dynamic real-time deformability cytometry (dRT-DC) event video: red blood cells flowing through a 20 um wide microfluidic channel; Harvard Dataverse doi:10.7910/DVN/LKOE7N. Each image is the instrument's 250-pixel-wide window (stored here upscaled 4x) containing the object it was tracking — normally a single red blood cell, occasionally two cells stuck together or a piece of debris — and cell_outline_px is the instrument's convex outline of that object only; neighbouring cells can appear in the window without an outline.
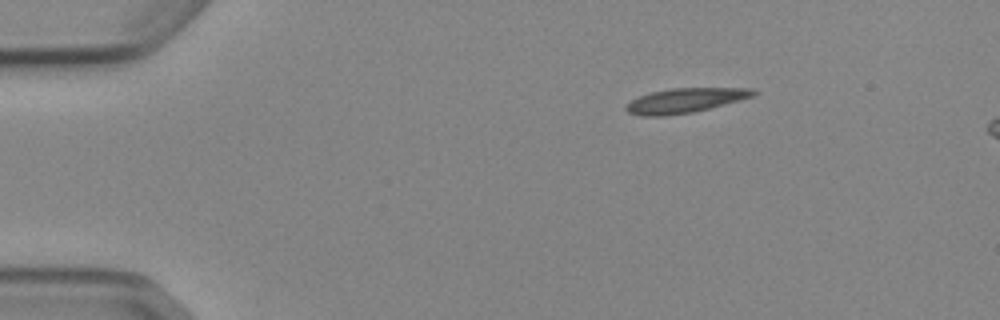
{"species": "Egyptian fruit bat (a non-hibernating species)", "species_latin": "Rousettus aegyptiacus", "temperature_condition": "cold", "stored_images_in_passage": 46, "segment_of_instrument_passage": [1, 2], "camera_frame_rate_fps": 3000, "um_per_image_px": 0.085, "animal": {"sex": "female"}, "frame": {"image": 1, "passage_image": 1, "time_ms": 0.0, "image_size_px": [1000, 320], "cell_outline_px": [[756, 96], [692, 112], [664, 116], [640, 116], [628, 112], [624, 108], [624, 104], [640, 96], [652, 92], [672, 88], [756, 88]], "centroid_in_image_um": [58.23, 8.54], "position_along_channel_um": 26.8, "area_um2": 18.21}}
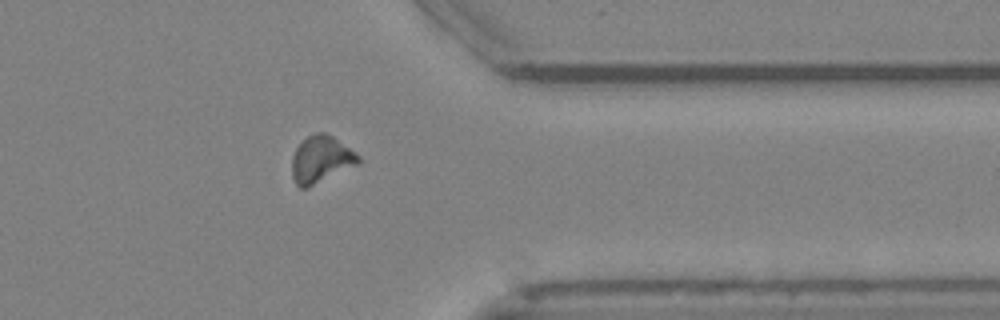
{"frame": {"image": 2, "passage_image": 35, "time_ms": 11.333, "image_size_px": [1000, 320], "cell_outline_px": [[360, 164], [308, 188], [300, 188], [296, 184], [292, 176], [292, 156], [296, 148], [308, 136], [316, 132], [324, 132], [332, 136], [360, 156]], "centroid_in_image_um": [27.29, 13.58], "position_along_channel_um": 384.1, "area_um2": 18.21}}
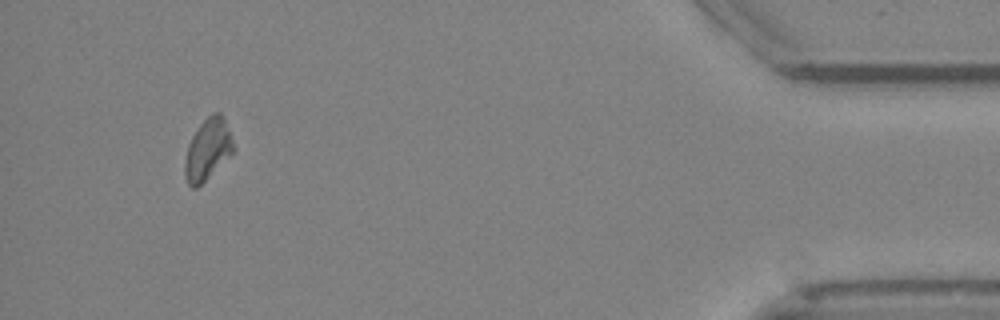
{"frame": {"image": 3, "passage_image": 42, "time_ms": 13.667, "image_size_px": [1000, 320], "cell_outline_px": [[232, 152], [196, 188], [192, 188], [188, 184], [184, 176], [184, 164], [188, 144], [192, 136], [200, 124], [212, 112], [220, 112], [224, 120], [232, 140]], "centroid_in_image_um": [17.59, 12.69], "position_along_channel_um": 417.6, "area_um2": 16.65}}